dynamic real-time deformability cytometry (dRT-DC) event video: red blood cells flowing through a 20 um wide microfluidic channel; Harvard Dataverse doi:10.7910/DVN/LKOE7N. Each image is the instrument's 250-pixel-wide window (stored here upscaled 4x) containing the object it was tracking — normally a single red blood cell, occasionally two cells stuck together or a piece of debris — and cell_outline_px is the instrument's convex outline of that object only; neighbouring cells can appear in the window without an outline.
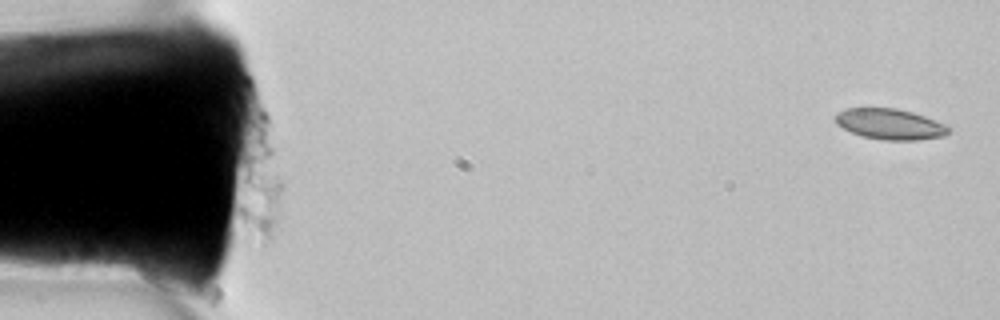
{"species": "common noctule bat (a hibernating species)", "species_latin": "Nyctalus noctula", "temperature_condition": "room temperature", "stored_images_in_passage": 6, "camera_frame_rate_fps": 3000, "um_per_image_px": 0.085, "animal": {"sex": "female", "body_mass_g": 22.7, "forearm_length_mm": 54.2}, "frame": {"image": 1, "passage_image": 1, "time_ms": 0.0, "image_size_px": [1000, 320], "cell_outline_px": [[952, 128], [944, 136], [916, 140], [884, 140], [860, 136], [836, 124], [832, 120], [836, 112], [844, 108], [896, 108], [912, 112], [948, 124]], "centroid_in_image_um": [75.63, 10.54], "position_along_channel_um": 9.4, "area_um2": 20.58}}